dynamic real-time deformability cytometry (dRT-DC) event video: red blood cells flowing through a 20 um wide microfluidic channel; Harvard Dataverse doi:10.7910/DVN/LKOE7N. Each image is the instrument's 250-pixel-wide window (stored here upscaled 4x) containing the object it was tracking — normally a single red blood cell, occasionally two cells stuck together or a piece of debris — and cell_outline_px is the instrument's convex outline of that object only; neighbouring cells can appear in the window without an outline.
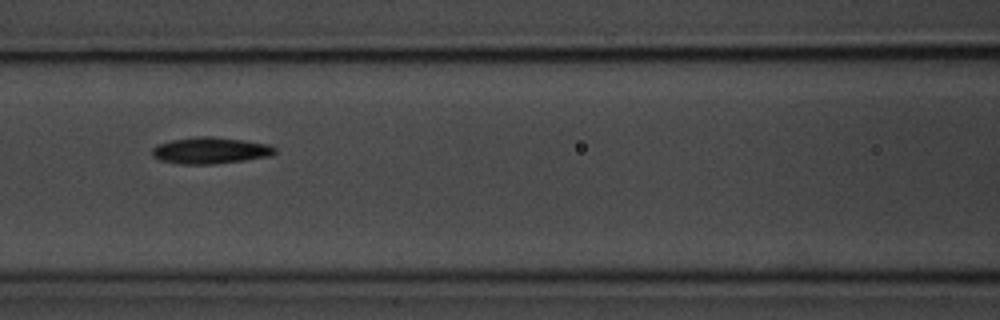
{"species": "common noctule bat (a hibernating species)", "species_latin": "Nyctalus noctula", "temperature_condition": "room temperature", "stored_images_in_passage": 7, "camera_frame_rate_fps": 3000, "um_per_image_px": 0.085, "animal": {"sex": "male", "body_mass_g": 20.1, "forearm_length_mm": 53.5}, "frame": {"image": 1, "passage_image": 3, "time_ms": 2.333, "image_size_px": [1000, 320], "cell_outline_px": [[276, 152], [272, 156], [216, 164], [180, 164], [160, 160], [152, 156], [152, 148], [156, 144], [172, 140], [196, 136], [212, 136], [244, 140], [268, 144], [276, 148]], "centroid_in_image_um": [17.88, 12.79], "position_along_channel_um": 148.7, "area_um2": 19.13}}
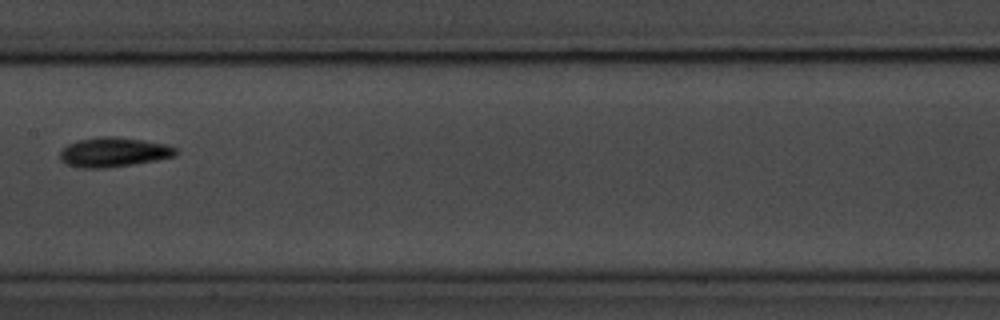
{"frame": {"image": 2, "passage_image": 4, "time_ms": 3.667, "image_size_px": [1000, 320], "cell_outline_px": [[176, 156], [156, 160], [108, 168], [80, 168], [68, 164], [60, 160], [60, 152], [68, 144], [76, 140], [104, 136], [116, 136], [144, 140], [168, 144], [176, 148]], "centroid_in_image_um": [9.66, 12.93], "position_along_channel_um": 197.7, "area_um2": 20.0}}